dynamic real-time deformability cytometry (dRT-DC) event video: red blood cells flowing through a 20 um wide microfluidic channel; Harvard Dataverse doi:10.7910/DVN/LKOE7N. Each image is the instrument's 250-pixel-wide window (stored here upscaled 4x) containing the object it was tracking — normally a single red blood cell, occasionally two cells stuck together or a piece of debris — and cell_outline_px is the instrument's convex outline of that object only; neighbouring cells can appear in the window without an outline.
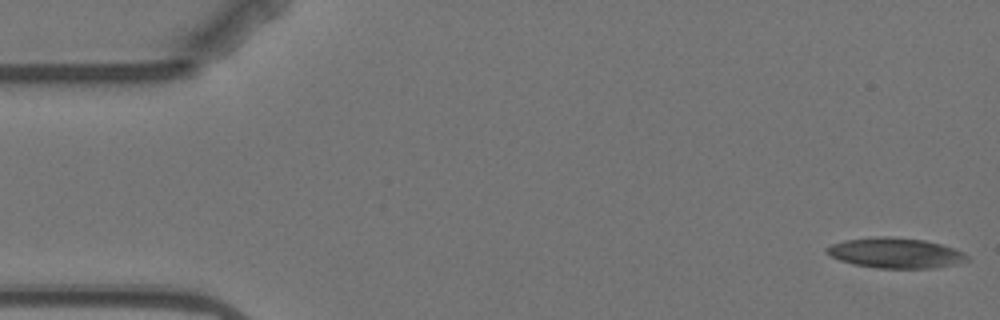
{"species": "Egyptian fruit bat (a non-hibernating species)", "species_latin": "Rousettus aegyptiacus", "temperature_condition": "warm", "stored_images_in_passage": 11, "camera_frame_rate_fps": 3000, "um_per_image_px": 0.085, "animal": {"sex": "female"}, "frame": {"image": 1, "passage_image": 1, "time_ms": 0.0, "image_size_px": [1000, 320], "cell_outline_px": [[972, 260], [956, 264], [936, 268], [880, 268], [852, 264], [828, 256], [824, 252], [832, 244], [844, 240], [876, 236], [888, 236], [924, 240], [940, 244], [964, 252]], "centroid_in_image_um": [76.12, 21.51], "position_along_channel_um": 8.9, "area_um2": 24.91}}
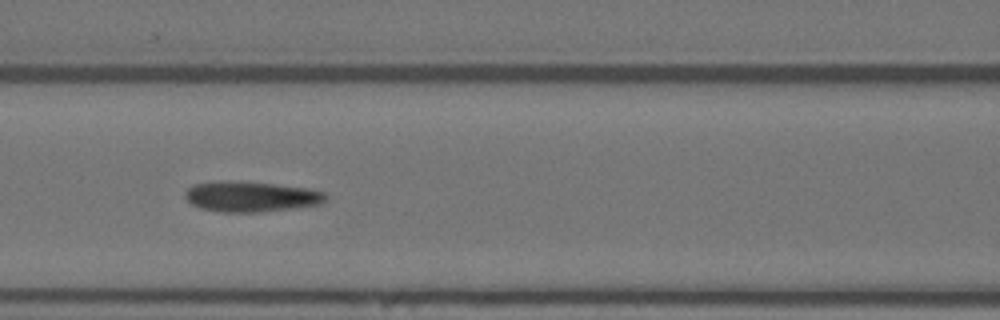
{"frame": {"image": 2, "passage_image": 7, "time_ms": 8.0, "image_size_px": [1000, 320], "cell_outline_px": [[328, 200], [320, 204], [292, 208], [260, 212], [220, 212], [200, 208], [192, 204], [184, 196], [184, 192], [192, 184], [224, 180], [272, 184], [312, 188], [328, 192]], "centroid_in_image_um": [21.37, 16.7], "position_along_channel_um": 145.2, "area_um2": 25.2}}
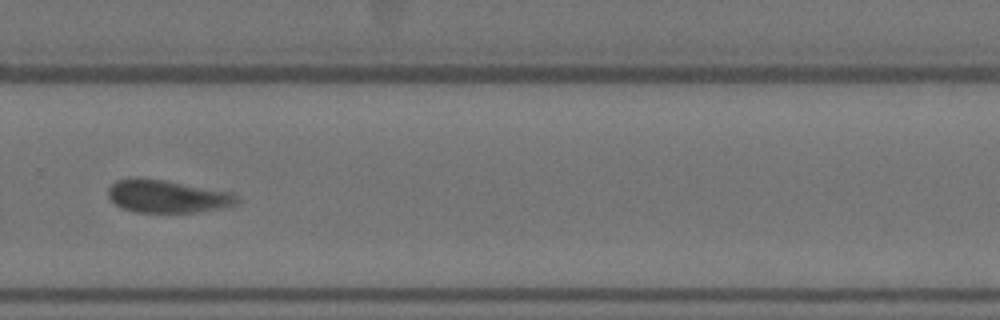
{"frame": {"image": 3, "passage_image": 11, "time_ms": 13.0, "image_size_px": [1000, 320], "cell_outline_px": [[240, 204], [224, 208], [200, 212], [136, 212], [124, 208], [116, 204], [108, 196], [108, 188], [116, 180], [128, 176], [144, 176], [232, 192], [240, 196]], "centroid_in_image_um": [14.26, 16.66], "position_along_channel_um": 315.5, "area_um2": 25.32}}